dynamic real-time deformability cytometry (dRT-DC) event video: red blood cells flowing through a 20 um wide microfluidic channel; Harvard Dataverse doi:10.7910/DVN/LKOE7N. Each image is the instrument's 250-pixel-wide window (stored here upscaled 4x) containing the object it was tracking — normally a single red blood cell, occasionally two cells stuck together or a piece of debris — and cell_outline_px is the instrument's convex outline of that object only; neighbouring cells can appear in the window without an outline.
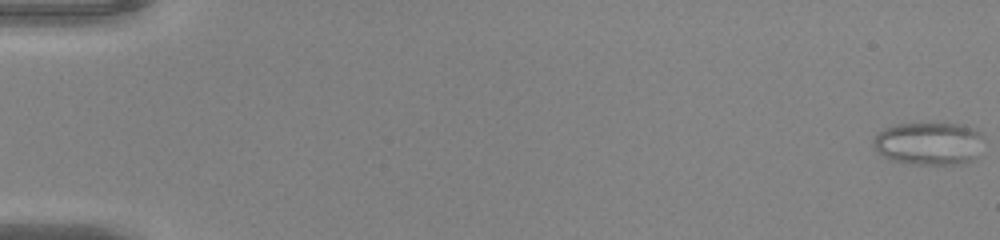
{"species": "common noctule bat (a hibernating species)", "species_latin": "Nyctalus noctula", "temperature_condition": "warm", "stored_images_in_passage": 51, "camera_frame_rate_fps": 3000, "um_per_image_px": 0.085, "animal": {"sex": "male", "body_mass_g": 20.0, "forearm_length_mm": 53.3}, "frame": {"image": 1, "passage_image": 1, "time_ms": 0.0, "image_size_px": [1000, 240], "cell_outline_px": [[984, 136], [976, 160], [968, 164], [912, 164], [888, 160], [872, 144], [872, 140], [884, 128], [896, 124], [964, 124], [976, 128], [984, 132]], "centroid_in_image_um": [79.04, 12.2], "position_along_channel_um": 6.0, "area_um2": 28.03}}
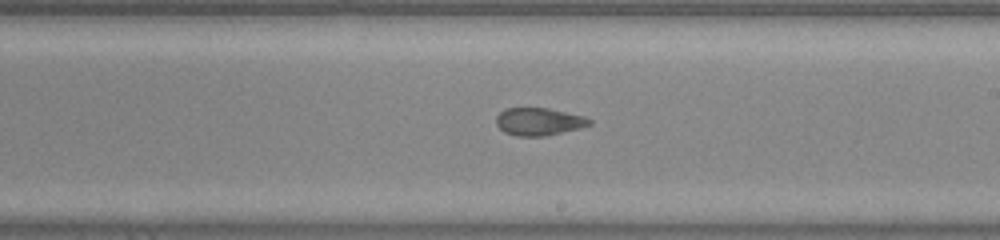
{"frame": {"image": 2, "passage_image": 31, "time_ms": 10.0, "image_size_px": [1000, 240], "cell_outline_px": [[592, 124], [580, 128], [544, 136], [516, 136], [504, 132], [496, 124], [496, 116], [500, 112], [508, 108], [548, 108], [584, 116], [592, 120]], "centroid_in_image_um": [45.8, 10.34], "position_along_channel_um": 243.2, "area_um2": 14.97}}
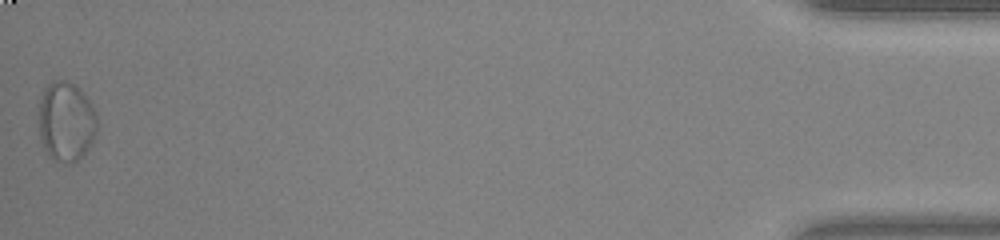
{"frame": {"image": 3, "passage_image": 51, "time_ms": 16.667, "image_size_px": [1000, 240], "cell_outline_px": [[96, 132], [92, 144], [76, 160], [68, 164], [52, 160], [44, 148], [40, 136], [40, 100], [44, 88], [52, 80], [64, 80], [76, 84], [80, 88], [92, 104], [96, 112]], "centroid_in_image_um": [5.63, 10.31], "position_along_channel_um": 429.6, "area_um2": 27.11}, "authors_computed_cell_mechanics": {"area_um2": 19.5364, "velocity_mm_per_s": 4.1511, "shape_relaxation_time_tau1_ms": null, "shape_relaxation_time_tau2_ms": 1.2029, "deformation_change_tau1": null, "deformation_change_tau2": 0.0684}}